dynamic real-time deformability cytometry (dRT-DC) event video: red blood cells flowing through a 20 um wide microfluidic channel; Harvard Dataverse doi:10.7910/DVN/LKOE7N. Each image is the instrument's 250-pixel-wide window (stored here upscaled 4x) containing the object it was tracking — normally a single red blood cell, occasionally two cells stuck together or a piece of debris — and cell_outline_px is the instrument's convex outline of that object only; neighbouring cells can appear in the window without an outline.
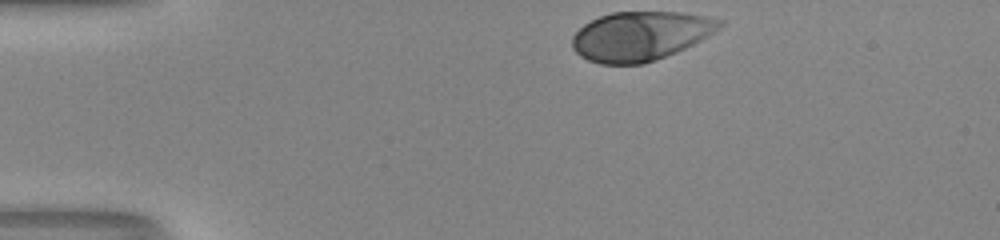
{"species": "human", "species_latin": "Homo sapiens", "temperature_condition": "room temperature", "stored_images_in_passage": 33, "camera_frame_rate_fps": 3000, "um_per_image_px": 0.085, "donor": {"sex": "male"}, "frame": {"image": 1, "passage_image": 1, "time_ms": 0.0, "image_size_px": [1000, 240], "cell_outline_px": [[724, 24], [720, 28], [708, 36], [676, 52], [656, 60], [644, 64], [600, 64], [588, 60], [580, 56], [572, 48], [572, 36], [584, 24], [600, 16], [612, 12], [680, 12], [704, 16], [724, 20]], "centroid_in_image_um": [54.43, 3.06], "position_along_channel_um": 30.6, "area_um2": 42.19}}
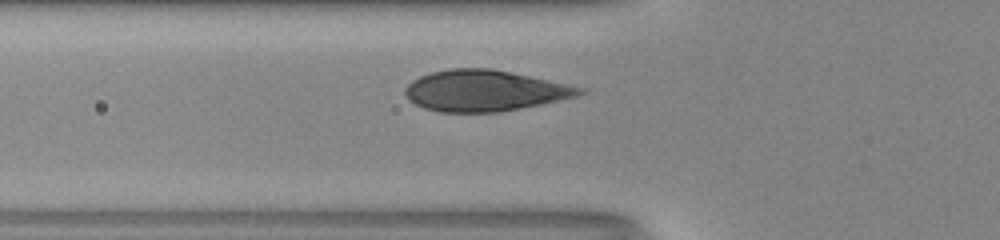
{"frame": {"image": 2, "passage_image": 10, "time_ms": 3.0, "image_size_px": [1000, 240], "cell_outline_px": [[588, 92], [580, 96], [500, 112], [440, 112], [424, 108], [408, 100], [404, 96], [404, 88], [412, 80], [420, 76], [432, 72], [448, 68], [488, 68], [528, 76], [584, 88]], "centroid_in_image_um": [41.15, 7.71], "position_along_channel_um": 84.6, "area_um2": 41.56}}
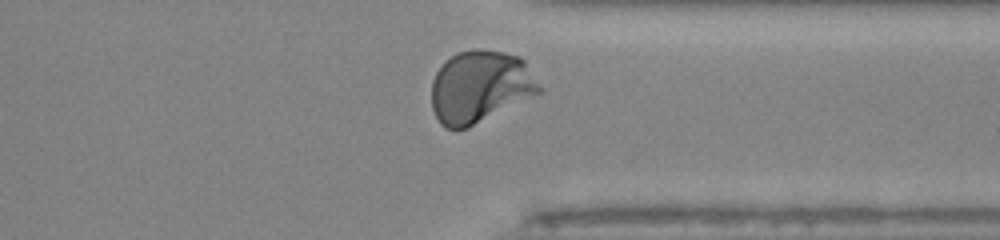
{"frame": {"image": 3, "passage_image": 31, "time_ms": 10.0, "image_size_px": [1000, 240], "cell_outline_px": [[544, 92], [468, 128], [448, 128], [440, 124], [432, 108], [432, 80], [436, 72], [444, 60], [456, 52], [476, 48], [480, 48], [504, 52], [520, 56], [524, 60], [544, 88]], "centroid_in_image_um": [40.85, 7.35], "position_along_channel_um": 370.6, "area_um2": 46.12}, "authors_computed_cell_mechanics": {"area_um2": 43.639, "velocity_mm_per_s": 4.0961, "shape_relaxation_time_tau1_ms": 2.0653, "shape_relaxation_time_tau2_ms": null, "deformation_change_tau1": 0.1643, "deformation_change_tau2": null}}